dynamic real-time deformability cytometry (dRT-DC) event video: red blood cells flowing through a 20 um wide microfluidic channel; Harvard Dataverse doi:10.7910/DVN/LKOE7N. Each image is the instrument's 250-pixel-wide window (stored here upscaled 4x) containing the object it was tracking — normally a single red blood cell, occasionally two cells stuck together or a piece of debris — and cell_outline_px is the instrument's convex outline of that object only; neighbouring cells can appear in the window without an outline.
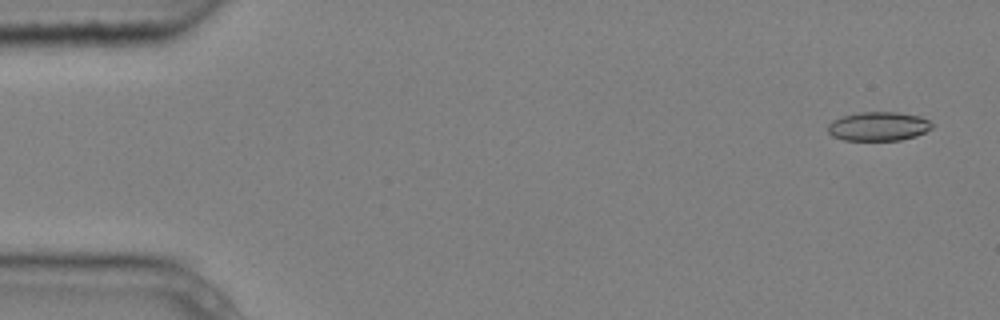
{"species": "common noctule bat (a hibernating species)", "species_latin": "Nyctalus noctula", "temperature_condition": "cold", "stored_images_in_passage": 5, "camera_frame_rate_fps": 3000, "um_per_image_px": 0.085, "animal": {"sex": "male", "body_mass_g": 20.4}, "frame": {"image": 1, "passage_image": 1, "time_ms": 0.0, "image_size_px": [1000, 320], "cell_outline_px": [[932, 128], [916, 136], [900, 140], [844, 140], [832, 136], [828, 132], [828, 124], [832, 120], [844, 116], [860, 112], [896, 112], [920, 116], [928, 120], [932, 124]], "centroid_in_image_um": [74.65, 10.74], "position_along_channel_um": 10.3, "area_um2": 17.51}}
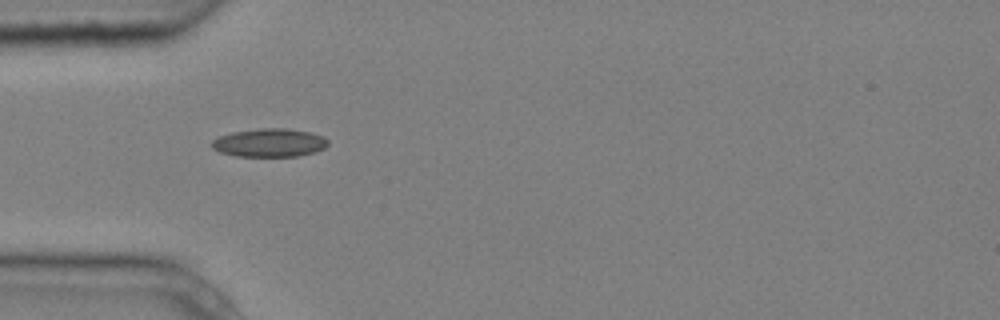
{"frame": {"image": 2, "passage_image": 4, "time_ms": 1.0, "image_size_px": [1000, 320], "cell_outline_px": [[328, 144], [324, 148], [316, 152], [296, 156], [236, 156], [220, 152], [212, 148], [208, 144], [212, 140], [220, 136], [232, 132], [260, 128], [284, 128], [312, 132], [324, 136], [328, 140]], "centroid_in_image_um": [22.9, 12.13], "position_along_channel_um": 62.1, "area_um2": 19.36}}
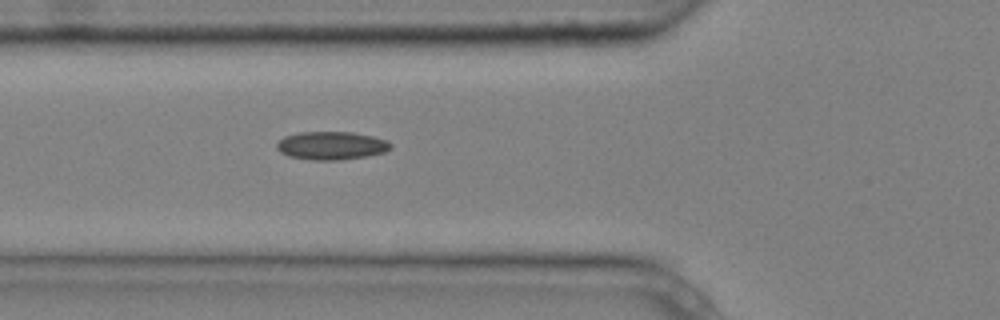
{"frame": {"image": 3, "passage_image": 5, "time_ms": 1.333, "image_size_px": [1000, 320], "cell_outline_px": [[392, 148], [384, 152], [368, 156], [340, 160], [312, 160], [288, 156], [280, 152], [276, 148], [276, 144], [284, 136], [300, 132], [352, 132], [372, 136], [388, 140], [392, 144]], "centroid_in_image_um": [28.18, 12.38], "position_along_channel_um": 97.6, "area_um2": 18.84}}